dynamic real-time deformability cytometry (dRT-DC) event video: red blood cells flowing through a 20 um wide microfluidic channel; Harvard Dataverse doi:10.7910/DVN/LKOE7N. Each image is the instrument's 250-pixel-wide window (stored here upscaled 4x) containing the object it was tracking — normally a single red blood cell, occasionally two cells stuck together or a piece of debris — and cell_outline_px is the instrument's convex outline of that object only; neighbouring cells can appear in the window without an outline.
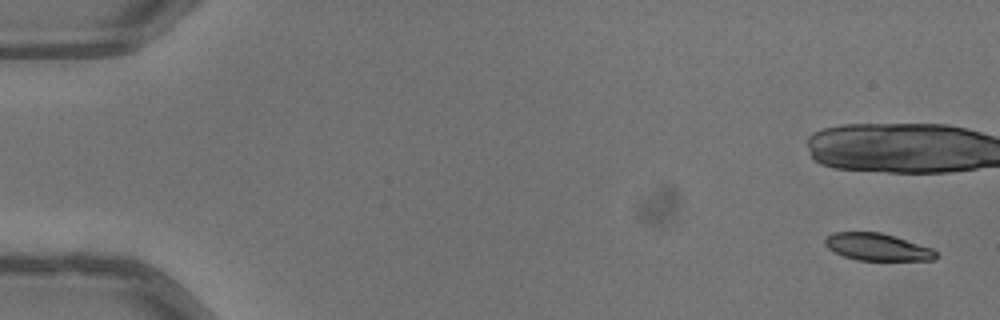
{"species": "common noctule bat (a hibernating species)", "species_latin": "Nyctalus noctula", "temperature_condition": "warm", "stored_images_in_passage": 16, "camera_frame_rate_fps": 3000, "um_per_image_px": 0.085, "animal": {"sex": "male", "body_mass_g": 13.3}, "frame": {"image": 1, "passage_image": 1, "time_ms": 0.0, "image_size_px": [1000, 320], "cell_outline_px": [[936, 260], [856, 260], [844, 256], [828, 248], [824, 244], [824, 240], [828, 236], [836, 232], [880, 232], [932, 248], [936, 252]], "centroid_in_image_um": [74.57, 21.0], "position_along_channel_um": 10.4, "area_um2": 17.34}}